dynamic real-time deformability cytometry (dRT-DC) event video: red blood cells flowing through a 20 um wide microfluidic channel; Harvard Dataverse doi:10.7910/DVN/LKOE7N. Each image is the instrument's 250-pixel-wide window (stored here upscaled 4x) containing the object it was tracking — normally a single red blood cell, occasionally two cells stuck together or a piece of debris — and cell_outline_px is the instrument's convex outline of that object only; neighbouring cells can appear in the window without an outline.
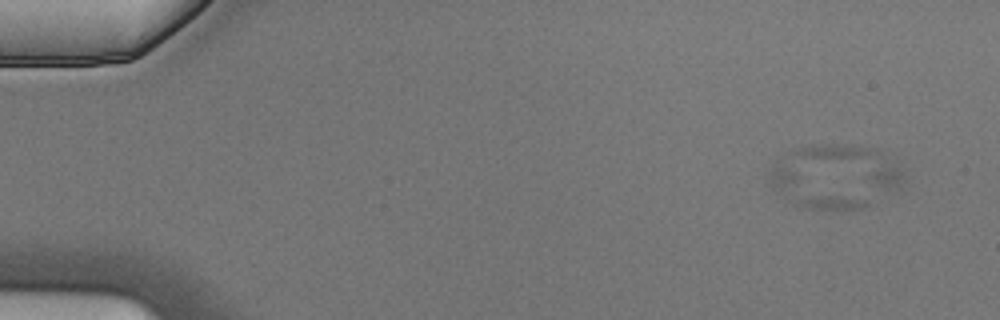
{"species": "Egyptian fruit bat (a non-hibernating species)", "species_latin": "Rousettus aegyptiacus", "temperature_condition": "cold", "stored_images_in_passage": 6, "camera_frame_rate_fps": 3000, "um_per_image_px": 0.085, "animal": {"sex": "male"}, "frame": {"image": 1, "passage_image": 2, "time_ms": 0.333, "image_size_px": [1000, 320], "cell_outline_px": [[868, 204], [864, 208], [804, 208], [796, 204], [772, 188], [768, 184], [768, 172], [772, 164], [776, 160], [860, 200]], "centroid_in_image_um": [68.72, 16.12], "position_along_channel_um": 16.3, "area_um2": 16.94}}